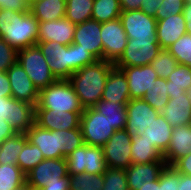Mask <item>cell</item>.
Listing matches in <instances>:
<instances>
[{"label":"cell","instance_id":"8","mask_svg":"<svg viewBox=\"0 0 191 190\" xmlns=\"http://www.w3.org/2000/svg\"><path fill=\"white\" fill-rule=\"evenodd\" d=\"M65 158L69 175L84 172L91 175L103 174L107 169L104 151L101 146H89L84 143Z\"/></svg>","mask_w":191,"mask_h":190},{"label":"cell","instance_id":"15","mask_svg":"<svg viewBox=\"0 0 191 190\" xmlns=\"http://www.w3.org/2000/svg\"><path fill=\"white\" fill-rule=\"evenodd\" d=\"M127 120L125 130L130 137L143 135L145 129L156 119L160 112L153 109L143 98L131 99L126 104Z\"/></svg>","mask_w":191,"mask_h":190},{"label":"cell","instance_id":"6","mask_svg":"<svg viewBox=\"0 0 191 190\" xmlns=\"http://www.w3.org/2000/svg\"><path fill=\"white\" fill-rule=\"evenodd\" d=\"M35 109L64 112H83L84 110L69 80L60 79L39 91Z\"/></svg>","mask_w":191,"mask_h":190},{"label":"cell","instance_id":"5","mask_svg":"<svg viewBox=\"0 0 191 190\" xmlns=\"http://www.w3.org/2000/svg\"><path fill=\"white\" fill-rule=\"evenodd\" d=\"M26 183L34 190H70L66 158L44 159L26 174Z\"/></svg>","mask_w":191,"mask_h":190},{"label":"cell","instance_id":"26","mask_svg":"<svg viewBox=\"0 0 191 190\" xmlns=\"http://www.w3.org/2000/svg\"><path fill=\"white\" fill-rule=\"evenodd\" d=\"M172 129L160 114L140 136L148 140L163 155L169 146Z\"/></svg>","mask_w":191,"mask_h":190},{"label":"cell","instance_id":"32","mask_svg":"<svg viewBox=\"0 0 191 190\" xmlns=\"http://www.w3.org/2000/svg\"><path fill=\"white\" fill-rule=\"evenodd\" d=\"M94 0H66L65 18L78 25L92 19Z\"/></svg>","mask_w":191,"mask_h":190},{"label":"cell","instance_id":"40","mask_svg":"<svg viewBox=\"0 0 191 190\" xmlns=\"http://www.w3.org/2000/svg\"><path fill=\"white\" fill-rule=\"evenodd\" d=\"M177 65V60L168 52L167 49H162L151 63V66L155 70L158 78L163 79H167Z\"/></svg>","mask_w":191,"mask_h":190},{"label":"cell","instance_id":"30","mask_svg":"<svg viewBox=\"0 0 191 190\" xmlns=\"http://www.w3.org/2000/svg\"><path fill=\"white\" fill-rule=\"evenodd\" d=\"M96 111L107 116L115 130H123L127 120L126 104L100 100L94 107Z\"/></svg>","mask_w":191,"mask_h":190},{"label":"cell","instance_id":"55","mask_svg":"<svg viewBox=\"0 0 191 190\" xmlns=\"http://www.w3.org/2000/svg\"><path fill=\"white\" fill-rule=\"evenodd\" d=\"M28 6H30L35 0H24Z\"/></svg>","mask_w":191,"mask_h":190},{"label":"cell","instance_id":"10","mask_svg":"<svg viewBox=\"0 0 191 190\" xmlns=\"http://www.w3.org/2000/svg\"><path fill=\"white\" fill-rule=\"evenodd\" d=\"M2 118L17 133H26L35 123V106L12 97H0V119Z\"/></svg>","mask_w":191,"mask_h":190},{"label":"cell","instance_id":"27","mask_svg":"<svg viewBox=\"0 0 191 190\" xmlns=\"http://www.w3.org/2000/svg\"><path fill=\"white\" fill-rule=\"evenodd\" d=\"M66 0H35L29 12L39 21H52L65 17Z\"/></svg>","mask_w":191,"mask_h":190},{"label":"cell","instance_id":"36","mask_svg":"<svg viewBox=\"0 0 191 190\" xmlns=\"http://www.w3.org/2000/svg\"><path fill=\"white\" fill-rule=\"evenodd\" d=\"M43 160L44 157L39 147L31 144L30 141H27L23 146V149L20 151L17 165L25 174H27Z\"/></svg>","mask_w":191,"mask_h":190},{"label":"cell","instance_id":"31","mask_svg":"<svg viewBox=\"0 0 191 190\" xmlns=\"http://www.w3.org/2000/svg\"><path fill=\"white\" fill-rule=\"evenodd\" d=\"M169 98L181 95L191 86V68L178 64L167 78Z\"/></svg>","mask_w":191,"mask_h":190},{"label":"cell","instance_id":"4","mask_svg":"<svg viewBox=\"0 0 191 190\" xmlns=\"http://www.w3.org/2000/svg\"><path fill=\"white\" fill-rule=\"evenodd\" d=\"M39 21L29 11L0 9V37L16 50L37 44Z\"/></svg>","mask_w":191,"mask_h":190},{"label":"cell","instance_id":"14","mask_svg":"<svg viewBox=\"0 0 191 190\" xmlns=\"http://www.w3.org/2000/svg\"><path fill=\"white\" fill-rule=\"evenodd\" d=\"M132 137L125 129L116 130L102 146L107 167L128 168L132 164Z\"/></svg>","mask_w":191,"mask_h":190},{"label":"cell","instance_id":"9","mask_svg":"<svg viewBox=\"0 0 191 190\" xmlns=\"http://www.w3.org/2000/svg\"><path fill=\"white\" fill-rule=\"evenodd\" d=\"M80 128L83 141L89 146L102 147L116 131L107 116L102 115L93 107L83 110Z\"/></svg>","mask_w":191,"mask_h":190},{"label":"cell","instance_id":"13","mask_svg":"<svg viewBox=\"0 0 191 190\" xmlns=\"http://www.w3.org/2000/svg\"><path fill=\"white\" fill-rule=\"evenodd\" d=\"M120 20L126 36L131 39L157 40V20L139 10H122Z\"/></svg>","mask_w":191,"mask_h":190},{"label":"cell","instance_id":"24","mask_svg":"<svg viewBox=\"0 0 191 190\" xmlns=\"http://www.w3.org/2000/svg\"><path fill=\"white\" fill-rule=\"evenodd\" d=\"M191 152V124L172 129L167 150L163 153L166 165H173L178 159Z\"/></svg>","mask_w":191,"mask_h":190},{"label":"cell","instance_id":"41","mask_svg":"<svg viewBox=\"0 0 191 190\" xmlns=\"http://www.w3.org/2000/svg\"><path fill=\"white\" fill-rule=\"evenodd\" d=\"M179 184L180 173L173 165H166L159 176V186H162V190H177Z\"/></svg>","mask_w":191,"mask_h":190},{"label":"cell","instance_id":"7","mask_svg":"<svg viewBox=\"0 0 191 190\" xmlns=\"http://www.w3.org/2000/svg\"><path fill=\"white\" fill-rule=\"evenodd\" d=\"M17 61L39 91L57 80L37 45L17 50Z\"/></svg>","mask_w":191,"mask_h":190},{"label":"cell","instance_id":"53","mask_svg":"<svg viewBox=\"0 0 191 190\" xmlns=\"http://www.w3.org/2000/svg\"><path fill=\"white\" fill-rule=\"evenodd\" d=\"M17 190H34L30 185L25 183L23 186L19 187Z\"/></svg>","mask_w":191,"mask_h":190},{"label":"cell","instance_id":"22","mask_svg":"<svg viewBox=\"0 0 191 190\" xmlns=\"http://www.w3.org/2000/svg\"><path fill=\"white\" fill-rule=\"evenodd\" d=\"M157 41L161 49H167L175 43L186 31V23L183 13L170 15L157 21Z\"/></svg>","mask_w":191,"mask_h":190},{"label":"cell","instance_id":"35","mask_svg":"<svg viewBox=\"0 0 191 190\" xmlns=\"http://www.w3.org/2000/svg\"><path fill=\"white\" fill-rule=\"evenodd\" d=\"M122 12L120 0H94L92 19L100 23L120 17Z\"/></svg>","mask_w":191,"mask_h":190},{"label":"cell","instance_id":"18","mask_svg":"<svg viewBox=\"0 0 191 190\" xmlns=\"http://www.w3.org/2000/svg\"><path fill=\"white\" fill-rule=\"evenodd\" d=\"M82 113L35 109V124L51 131L72 130L80 127Z\"/></svg>","mask_w":191,"mask_h":190},{"label":"cell","instance_id":"1","mask_svg":"<svg viewBox=\"0 0 191 190\" xmlns=\"http://www.w3.org/2000/svg\"><path fill=\"white\" fill-rule=\"evenodd\" d=\"M45 56L50 71L60 80H68L77 70L94 64L97 59L80 45L72 43L62 45L54 41L37 42L36 44Z\"/></svg>","mask_w":191,"mask_h":190},{"label":"cell","instance_id":"19","mask_svg":"<svg viewBox=\"0 0 191 190\" xmlns=\"http://www.w3.org/2000/svg\"><path fill=\"white\" fill-rule=\"evenodd\" d=\"M101 23L89 19L76 25L73 43L88 50L97 60H103V44L101 39Z\"/></svg>","mask_w":191,"mask_h":190},{"label":"cell","instance_id":"17","mask_svg":"<svg viewBox=\"0 0 191 190\" xmlns=\"http://www.w3.org/2000/svg\"><path fill=\"white\" fill-rule=\"evenodd\" d=\"M119 68L128 81L130 99H140L146 94L158 78L155 70L149 65L143 66H115Z\"/></svg>","mask_w":191,"mask_h":190},{"label":"cell","instance_id":"46","mask_svg":"<svg viewBox=\"0 0 191 190\" xmlns=\"http://www.w3.org/2000/svg\"><path fill=\"white\" fill-rule=\"evenodd\" d=\"M160 5L161 0H143L141 10L145 14L155 17Z\"/></svg>","mask_w":191,"mask_h":190},{"label":"cell","instance_id":"34","mask_svg":"<svg viewBox=\"0 0 191 190\" xmlns=\"http://www.w3.org/2000/svg\"><path fill=\"white\" fill-rule=\"evenodd\" d=\"M26 183V174L18 165H0V190H17Z\"/></svg>","mask_w":191,"mask_h":190},{"label":"cell","instance_id":"2","mask_svg":"<svg viewBox=\"0 0 191 190\" xmlns=\"http://www.w3.org/2000/svg\"><path fill=\"white\" fill-rule=\"evenodd\" d=\"M31 144L39 147L44 159L63 158L84 144L81 128L51 131L35 123L25 133Z\"/></svg>","mask_w":191,"mask_h":190},{"label":"cell","instance_id":"20","mask_svg":"<svg viewBox=\"0 0 191 190\" xmlns=\"http://www.w3.org/2000/svg\"><path fill=\"white\" fill-rule=\"evenodd\" d=\"M76 25L65 17L39 22L37 42L54 41L62 45L73 43Z\"/></svg>","mask_w":191,"mask_h":190},{"label":"cell","instance_id":"44","mask_svg":"<svg viewBox=\"0 0 191 190\" xmlns=\"http://www.w3.org/2000/svg\"><path fill=\"white\" fill-rule=\"evenodd\" d=\"M7 8L14 12L29 11V6L24 0H0V9Z\"/></svg>","mask_w":191,"mask_h":190},{"label":"cell","instance_id":"3","mask_svg":"<svg viewBox=\"0 0 191 190\" xmlns=\"http://www.w3.org/2000/svg\"><path fill=\"white\" fill-rule=\"evenodd\" d=\"M113 67L114 63L97 60L70 76L68 80L84 109L94 107L102 99L108 74Z\"/></svg>","mask_w":191,"mask_h":190},{"label":"cell","instance_id":"52","mask_svg":"<svg viewBox=\"0 0 191 190\" xmlns=\"http://www.w3.org/2000/svg\"><path fill=\"white\" fill-rule=\"evenodd\" d=\"M140 190H162V186H159V179L152 182H146L140 187Z\"/></svg>","mask_w":191,"mask_h":190},{"label":"cell","instance_id":"39","mask_svg":"<svg viewBox=\"0 0 191 190\" xmlns=\"http://www.w3.org/2000/svg\"><path fill=\"white\" fill-rule=\"evenodd\" d=\"M103 179L102 190H129L124 168L107 167L103 173Z\"/></svg>","mask_w":191,"mask_h":190},{"label":"cell","instance_id":"49","mask_svg":"<svg viewBox=\"0 0 191 190\" xmlns=\"http://www.w3.org/2000/svg\"><path fill=\"white\" fill-rule=\"evenodd\" d=\"M143 0H120V6L122 10H139L141 9V3Z\"/></svg>","mask_w":191,"mask_h":190},{"label":"cell","instance_id":"50","mask_svg":"<svg viewBox=\"0 0 191 190\" xmlns=\"http://www.w3.org/2000/svg\"><path fill=\"white\" fill-rule=\"evenodd\" d=\"M183 15L186 23V31L191 34V4H185Z\"/></svg>","mask_w":191,"mask_h":190},{"label":"cell","instance_id":"25","mask_svg":"<svg viewBox=\"0 0 191 190\" xmlns=\"http://www.w3.org/2000/svg\"><path fill=\"white\" fill-rule=\"evenodd\" d=\"M101 100L127 104L130 99L128 81L124 73L115 66L108 74Z\"/></svg>","mask_w":191,"mask_h":190},{"label":"cell","instance_id":"28","mask_svg":"<svg viewBox=\"0 0 191 190\" xmlns=\"http://www.w3.org/2000/svg\"><path fill=\"white\" fill-rule=\"evenodd\" d=\"M131 153L132 164H149L154 161H165L163 155L140 135L132 137Z\"/></svg>","mask_w":191,"mask_h":190},{"label":"cell","instance_id":"43","mask_svg":"<svg viewBox=\"0 0 191 190\" xmlns=\"http://www.w3.org/2000/svg\"><path fill=\"white\" fill-rule=\"evenodd\" d=\"M185 7V1L181 0H161V5L156 13V20H161L169 17L170 15H176L183 13Z\"/></svg>","mask_w":191,"mask_h":190},{"label":"cell","instance_id":"21","mask_svg":"<svg viewBox=\"0 0 191 190\" xmlns=\"http://www.w3.org/2000/svg\"><path fill=\"white\" fill-rule=\"evenodd\" d=\"M165 166V161H154L149 164H131L128 168H125L129 190H140V187L146 182L158 180Z\"/></svg>","mask_w":191,"mask_h":190},{"label":"cell","instance_id":"29","mask_svg":"<svg viewBox=\"0 0 191 190\" xmlns=\"http://www.w3.org/2000/svg\"><path fill=\"white\" fill-rule=\"evenodd\" d=\"M28 141L25 133H16L0 143V165H17L20 151Z\"/></svg>","mask_w":191,"mask_h":190},{"label":"cell","instance_id":"11","mask_svg":"<svg viewBox=\"0 0 191 190\" xmlns=\"http://www.w3.org/2000/svg\"><path fill=\"white\" fill-rule=\"evenodd\" d=\"M161 50L157 40L128 38L125 51L114 66L149 65Z\"/></svg>","mask_w":191,"mask_h":190},{"label":"cell","instance_id":"12","mask_svg":"<svg viewBox=\"0 0 191 190\" xmlns=\"http://www.w3.org/2000/svg\"><path fill=\"white\" fill-rule=\"evenodd\" d=\"M103 60L116 63L125 51L128 37L120 18L101 23Z\"/></svg>","mask_w":191,"mask_h":190},{"label":"cell","instance_id":"16","mask_svg":"<svg viewBox=\"0 0 191 190\" xmlns=\"http://www.w3.org/2000/svg\"><path fill=\"white\" fill-rule=\"evenodd\" d=\"M6 73L10 82L12 98L36 106L39 99V90L35 87L21 64L16 61Z\"/></svg>","mask_w":191,"mask_h":190},{"label":"cell","instance_id":"51","mask_svg":"<svg viewBox=\"0 0 191 190\" xmlns=\"http://www.w3.org/2000/svg\"><path fill=\"white\" fill-rule=\"evenodd\" d=\"M177 190H191V176L180 174V184Z\"/></svg>","mask_w":191,"mask_h":190},{"label":"cell","instance_id":"42","mask_svg":"<svg viewBox=\"0 0 191 190\" xmlns=\"http://www.w3.org/2000/svg\"><path fill=\"white\" fill-rule=\"evenodd\" d=\"M16 61L17 50L0 37V72H7Z\"/></svg>","mask_w":191,"mask_h":190},{"label":"cell","instance_id":"38","mask_svg":"<svg viewBox=\"0 0 191 190\" xmlns=\"http://www.w3.org/2000/svg\"><path fill=\"white\" fill-rule=\"evenodd\" d=\"M168 52L175 57L178 64L187 65L191 68V34L185 33L175 43L167 48Z\"/></svg>","mask_w":191,"mask_h":190},{"label":"cell","instance_id":"48","mask_svg":"<svg viewBox=\"0 0 191 190\" xmlns=\"http://www.w3.org/2000/svg\"><path fill=\"white\" fill-rule=\"evenodd\" d=\"M0 97H12L10 82L6 72H0Z\"/></svg>","mask_w":191,"mask_h":190},{"label":"cell","instance_id":"45","mask_svg":"<svg viewBox=\"0 0 191 190\" xmlns=\"http://www.w3.org/2000/svg\"><path fill=\"white\" fill-rule=\"evenodd\" d=\"M173 167L183 175L191 176V152L178 159Z\"/></svg>","mask_w":191,"mask_h":190},{"label":"cell","instance_id":"56","mask_svg":"<svg viewBox=\"0 0 191 190\" xmlns=\"http://www.w3.org/2000/svg\"><path fill=\"white\" fill-rule=\"evenodd\" d=\"M185 4H191V0H185Z\"/></svg>","mask_w":191,"mask_h":190},{"label":"cell","instance_id":"37","mask_svg":"<svg viewBox=\"0 0 191 190\" xmlns=\"http://www.w3.org/2000/svg\"><path fill=\"white\" fill-rule=\"evenodd\" d=\"M103 174H89L87 172L70 175V190H102Z\"/></svg>","mask_w":191,"mask_h":190},{"label":"cell","instance_id":"54","mask_svg":"<svg viewBox=\"0 0 191 190\" xmlns=\"http://www.w3.org/2000/svg\"><path fill=\"white\" fill-rule=\"evenodd\" d=\"M185 92H186V95L188 96V98L191 100V86Z\"/></svg>","mask_w":191,"mask_h":190},{"label":"cell","instance_id":"33","mask_svg":"<svg viewBox=\"0 0 191 190\" xmlns=\"http://www.w3.org/2000/svg\"><path fill=\"white\" fill-rule=\"evenodd\" d=\"M167 79L157 78L150 89L146 90L143 99L158 112H161L169 101Z\"/></svg>","mask_w":191,"mask_h":190},{"label":"cell","instance_id":"23","mask_svg":"<svg viewBox=\"0 0 191 190\" xmlns=\"http://www.w3.org/2000/svg\"><path fill=\"white\" fill-rule=\"evenodd\" d=\"M160 114L172 128L191 124V100L186 92L169 98Z\"/></svg>","mask_w":191,"mask_h":190},{"label":"cell","instance_id":"47","mask_svg":"<svg viewBox=\"0 0 191 190\" xmlns=\"http://www.w3.org/2000/svg\"><path fill=\"white\" fill-rule=\"evenodd\" d=\"M16 133L14 128L5 119H0V143Z\"/></svg>","mask_w":191,"mask_h":190}]
</instances>
